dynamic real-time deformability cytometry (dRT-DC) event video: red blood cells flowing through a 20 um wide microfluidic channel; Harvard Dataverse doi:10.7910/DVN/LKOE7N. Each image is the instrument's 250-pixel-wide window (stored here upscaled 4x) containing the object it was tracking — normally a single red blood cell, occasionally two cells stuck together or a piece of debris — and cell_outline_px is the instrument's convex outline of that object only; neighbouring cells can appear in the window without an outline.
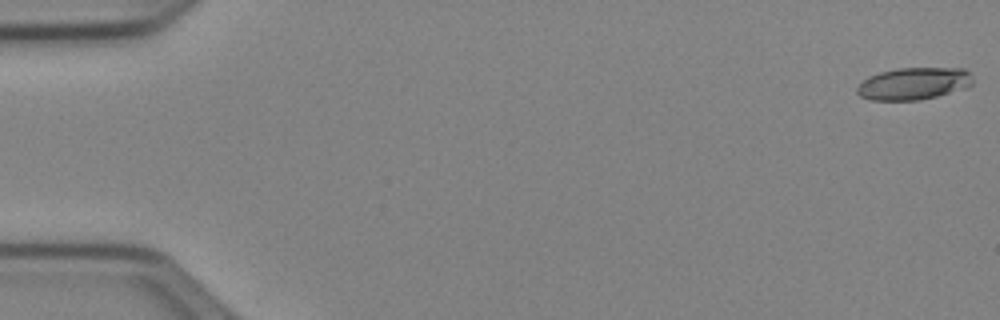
{"species": "Egyptian fruit bat (a non-hibernating species)", "species_latin": "Rousettus aegyptiacus", "temperature_condition": "cold", "stored_images_in_passage": 9, "camera_frame_rate_fps": 3000, "um_per_image_px": 0.085, "animal": {"sex": "female"}, "frame": {"image": 1, "passage_image": 1, "time_ms": 0.0, "image_size_px": [1000, 320], "cell_outline_px": [[972, 84], [968, 88], [920, 100], [872, 100], [860, 96], [856, 92], [856, 88], [868, 76], [880, 72], [896, 68], [964, 68], [972, 76]], "centroid_in_image_um": [77.67, 7.1], "position_along_channel_um": 7.3, "area_um2": 21.79}}